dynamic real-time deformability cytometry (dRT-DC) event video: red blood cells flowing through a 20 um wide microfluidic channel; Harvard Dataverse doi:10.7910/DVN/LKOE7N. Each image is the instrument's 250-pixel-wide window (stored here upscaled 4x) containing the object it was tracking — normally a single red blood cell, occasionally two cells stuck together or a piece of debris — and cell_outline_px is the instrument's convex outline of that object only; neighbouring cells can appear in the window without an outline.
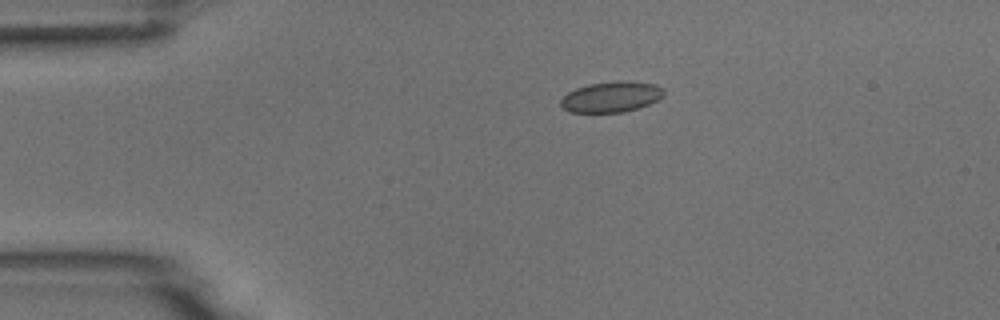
{"species": "common noctule bat (a hibernating species)", "species_latin": "Nyctalus noctula", "temperature_condition": "room temperature", "stored_images_in_passage": 3, "camera_frame_rate_fps": 3000, "um_per_image_px": 0.085, "animal": {"sex": "male", "body_mass_g": 18.8}, "frame": {"image": 1, "passage_image": 1, "time_ms": 0.0, "image_size_px": [1000, 320], "cell_outline_px": [[664, 96], [648, 104], [624, 112], [568, 112], [560, 108], [560, 100], [568, 92], [576, 88], [588, 84], [620, 80], [628, 80], [656, 84], [664, 88]], "centroid_in_image_um": [51.94, 8.22], "position_along_channel_um": 33.1, "area_um2": 18.61}}
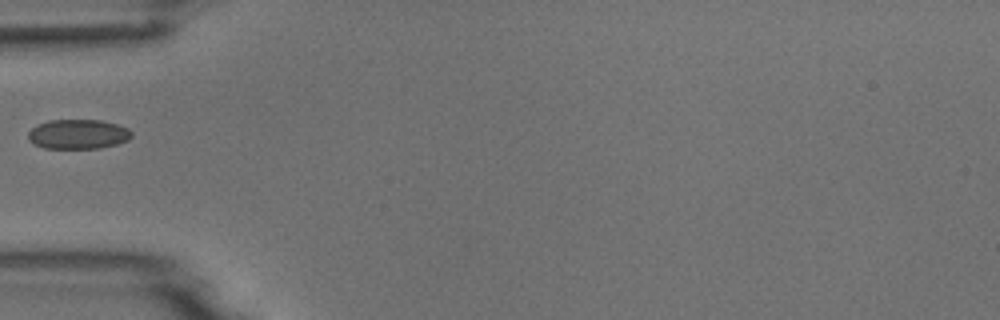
{"frame": {"image": 2, "passage_image": 3, "time_ms": 2.333, "image_size_px": [1000, 320], "cell_outline_px": [[132, 136], [128, 140], [116, 144], [100, 148], [44, 148], [28, 140], [28, 132], [36, 124], [48, 120], [100, 120], [116, 124], [128, 128], [132, 132]], "centroid_in_image_um": [6.63, 11.4], "position_along_channel_um": 78.4, "area_um2": 17.86}}